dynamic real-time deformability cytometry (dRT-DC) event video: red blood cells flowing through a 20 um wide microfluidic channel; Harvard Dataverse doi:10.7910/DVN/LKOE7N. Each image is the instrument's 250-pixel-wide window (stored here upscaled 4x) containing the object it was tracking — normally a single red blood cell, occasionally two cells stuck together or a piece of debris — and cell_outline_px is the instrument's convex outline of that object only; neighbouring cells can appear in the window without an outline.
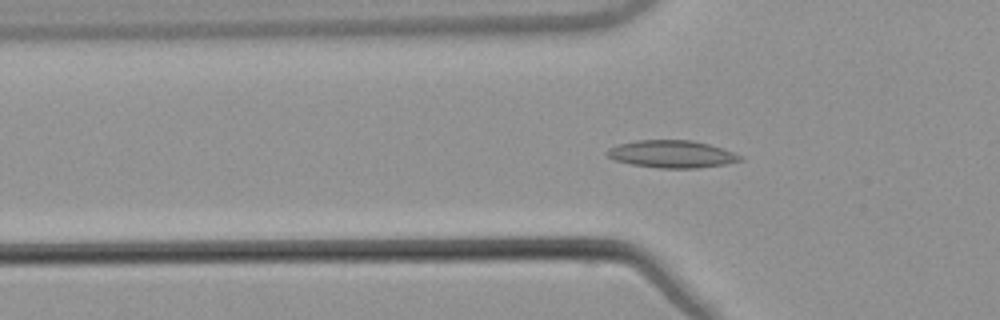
{"species": "common noctule bat (a hibernating species)", "species_latin": "Nyctalus noctula", "temperature_condition": "warm", "stored_images_in_passage": 56, "camera_frame_rate_fps": 3000, "um_per_image_px": 0.085, "animal": {"sex": "male", "body_mass_g": 21.5, "forearm_length_mm": 52.0}, "frame": {"image": 1, "passage_image": 19, "time_ms": 6.0, "image_size_px": [1000, 320], "cell_outline_px": [[744, 160], [724, 164], [700, 168], [660, 168], [632, 164], [612, 160], [604, 152], [608, 148], [620, 144], [636, 140], [692, 140], [708, 144], [744, 156]], "centroid_in_image_um": [57.09, 13.1], "position_along_channel_um": 68.7, "area_um2": 21.27}}
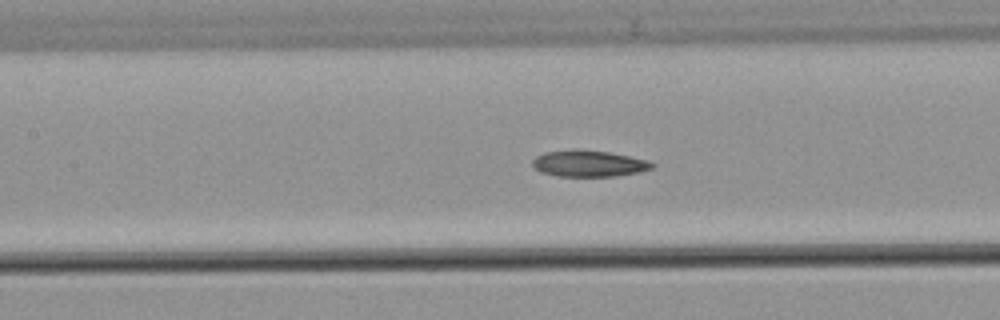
{"frame": {"image": 2, "passage_image": 26, "time_ms": 8.333, "image_size_px": [1000, 320], "cell_outline_px": [[656, 164], [652, 168], [640, 172], [616, 176], [556, 176], [540, 172], [532, 168], [532, 160], [536, 156], [544, 152], [576, 148], [608, 152], [648, 160]], "centroid_in_image_um": [50.0, 13.89], "position_along_channel_um": 157.4, "area_um2": 18.67}}
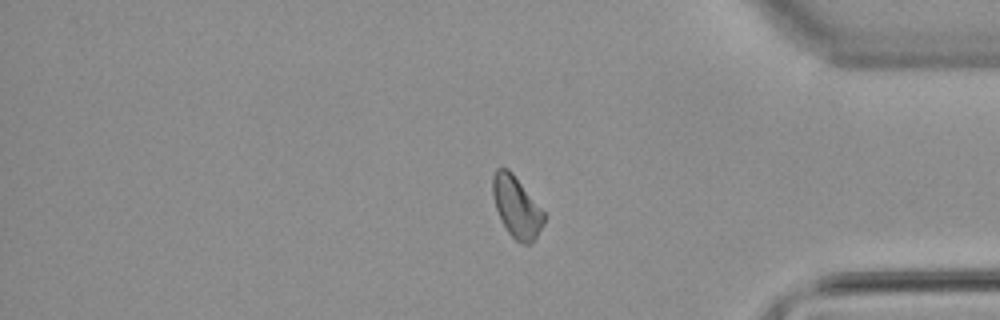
{"frame": {"image": 3, "passage_image": 46, "time_ms": 15.0, "image_size_px": [1000, 320], "cell_outline_px": [[544, 224], [532, 244], [524, 244], [516, 240], [508, 232], [496, 208], [492, 196], [492, 176], [496, 168], [508, 168], [512, 172], [544, 212]], "centroid_in_image_um": [43.9, 17.58], "position_along_channel_um": 391.3, "area_um2": 18.09}}